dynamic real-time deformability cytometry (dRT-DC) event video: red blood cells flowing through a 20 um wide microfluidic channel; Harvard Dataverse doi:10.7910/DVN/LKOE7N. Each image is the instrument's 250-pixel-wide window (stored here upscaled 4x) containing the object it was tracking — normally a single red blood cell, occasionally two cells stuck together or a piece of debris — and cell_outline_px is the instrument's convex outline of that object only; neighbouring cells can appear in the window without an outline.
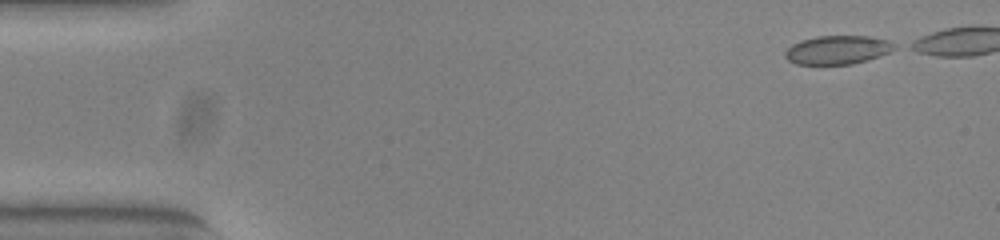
{"species": "common noctule bat (a hibernating species)", "species_latin": "Nyctalus noctula", "temperature_condition": "warm", "stored_images_in_passage": 42, "camera_frame_rate_fps": 3000, "um_per_image_px": 0.085, "animal": {"sex": "female", "body_mass_g": 23.0, "forearm_length_mm": 53.4}, "frame": {"image": 1, "passage_image": 1, "time_ms": 0.0, "image_size_px": [1000, 240], "cell_outline_px": [[896, 48], [888, 52], [852, 64], [796, 64], [788, 60], [784, 56], [784, 52], [792, 44], [800, 40], [816, 36], [868, 36], [888, 40], [896, 44]], "centroid_in_image_um": [71.15, 4.23], "position_along_channel_um": 13.9, "area_um2": 18.09}}
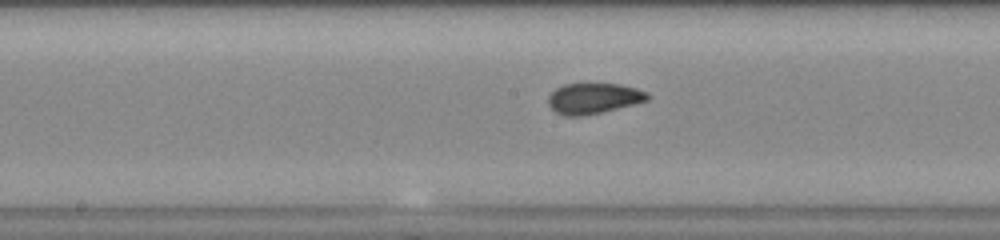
{"frame": {"image": 2, "passage_image": 24, "time_ms": 7.667, "image_size_px": [1000, 240], "cell_outline_px": [[652, 96], [648, 100], [584, 116], [564, 116], [556, 112], [548, 104], [548, 96], [556, 88], [564, 84], [620, 84], [636, 88], [648, 92]], "centroid_in_image_um": [50.45, 8.36], "position_along_channel_um": 197.7, "area_um2": 17.63}}
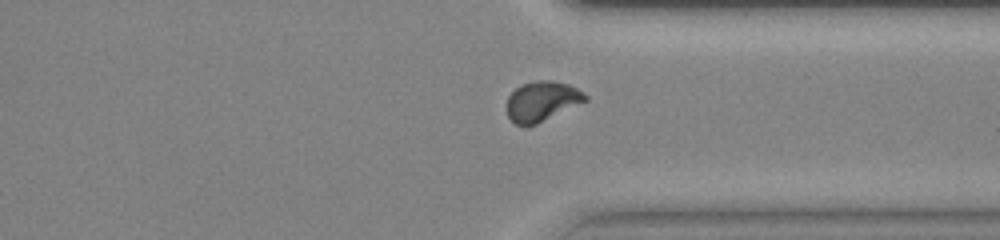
{"frame": {"image": 3, "passage_image": 37, "time_ms": 12.0, "image_size_px": [1000, 240], "cell_outline_px": [[588, 100], [536, 124], [516, 124], [508, 116], [508, 96], [520, 84], [536, 80], [552, 80], [568, 84], [584, 92], [588, 96]], "centroid_in_image_um": [46.09, 8.57], "position_along_channel_um": 365.3, "area_um2": 18.03}}